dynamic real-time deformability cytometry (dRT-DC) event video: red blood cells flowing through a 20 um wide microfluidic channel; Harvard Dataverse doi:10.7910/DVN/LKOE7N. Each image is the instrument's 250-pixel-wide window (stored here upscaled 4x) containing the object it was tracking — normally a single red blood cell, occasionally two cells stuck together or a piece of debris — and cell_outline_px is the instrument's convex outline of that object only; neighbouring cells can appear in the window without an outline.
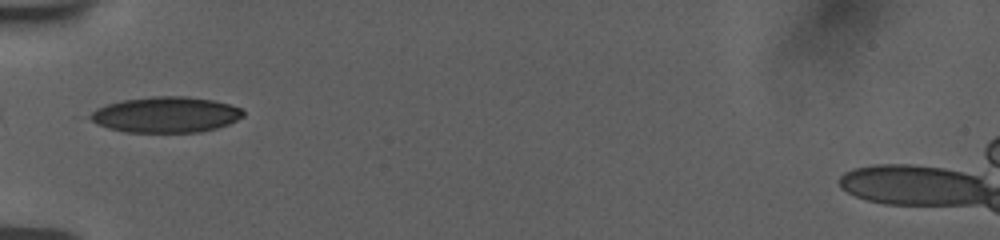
{"species": "human", "species_latin": "Homo sapiens", "temperature_condition": "room temperature", "stored_images_in_passage": 55, "camera_frame_rate_fps": 3000, "um_per_image_px": 0.085, "donor": {"sex": "female"}, "frame": {"image": 1, "passage_image": 1, "time_ms": 0.0, "image_size_px": [1000, 240], "cell_outline_px": [[244, 116], [228, 124], [196, 132], [128, 132], [108, 128], [96, 124], [84, 116], [96, 108], [104, 104], [124, 100], [152, 96], [188, 96], [212, 100], [244, 108]], "centroid_in_image_um": [14.03, 9.73], "position_along_channel_um": 71.0, "area_um2": 32.02}}
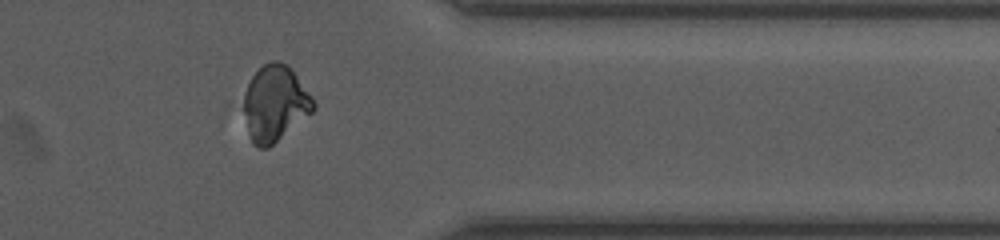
{"frame": {"image": 2, "passage_image": 41, "time_ms": 8.667, "image_size_px": [1000, 240], "cell_outline_px": [[316, 108], [312, 112], [268, 148], [260, 148], [252, 144], [236, 100], [252, 76], [264, 64], [272, 60], [276, 60], [292, 68], [312, 96], [316, 104]], "centroid_in_image_um": [23.27, 8.79], "position_along_channel_um": 388.1, "area_um2": 31.91}}
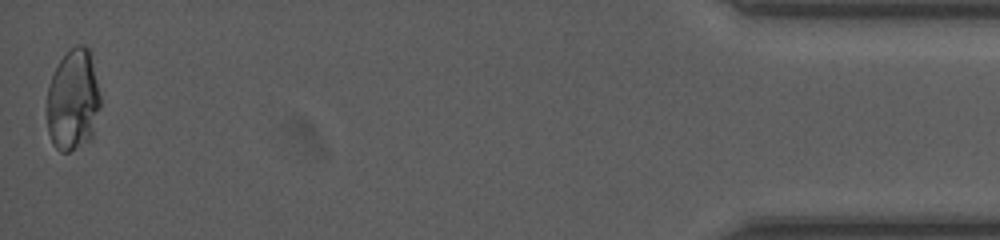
{"frame": {"image": 3, "passage_image": 55, "time_ms": 11.667, "image_size_px": [1000, 240], "cell_outline_px": [[100, 108], [92, 136], [88, 140], [68, 152], [60, 152], [52, 144], [48, 132], [48, 88], [52, 76], [60, 60], [76, 44], [84, 44], [92, 52], [100, 96]], "centroid_in_image_um": [6.23, 8.48], "position_along_channel_um": 429.0, "area_um2": 31.56}}